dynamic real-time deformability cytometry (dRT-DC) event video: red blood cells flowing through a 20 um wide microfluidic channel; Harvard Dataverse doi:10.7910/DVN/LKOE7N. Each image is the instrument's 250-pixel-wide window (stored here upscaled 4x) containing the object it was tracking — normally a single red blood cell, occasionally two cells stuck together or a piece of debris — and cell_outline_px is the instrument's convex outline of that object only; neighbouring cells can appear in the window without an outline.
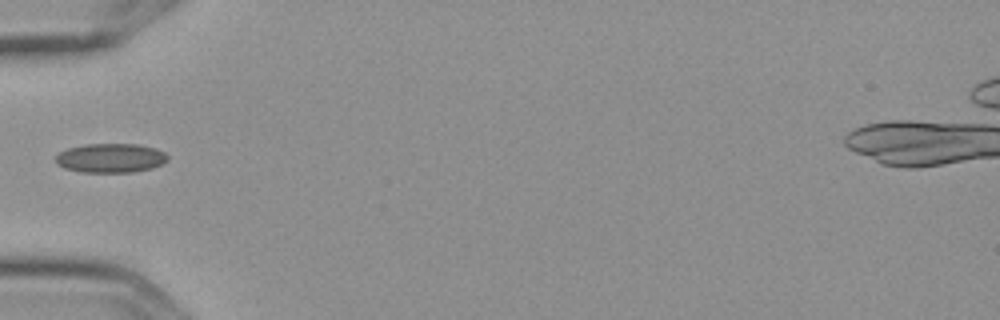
{"species": "Egyptian fruit bat (a non-hibernating species)", "species_latin": "Rousettus aegyptiacus", "temperature_condition": "cold", "stored_images_in_passage": 10, "camera_frame_rate_fps": 3000, "um_per_image_px": 0.085, "frame": {"image": 1, "passage_image": 4, "time_ms": 1.0, "image_size_px": [1000, 320], "cell_outline_px": [[168, 160], [152, 168], [132, 172], [80, 172], [64, 168], [56, 164], [56, 156], [60, 152], [68, 148], [84, 144], [140, 144], [156, 148], [164, 152], [168, 156]], "centroid_in_image_um": [9.4, 13.43], "position_along_channel_um": 75.6, "area_um2": 19.13}}
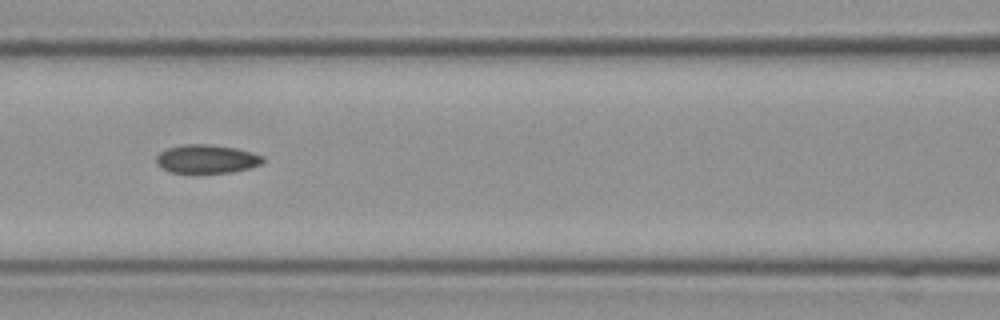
{"frame": {"image": 2, "passage_image": 6, "time_ms": 1.667, "image_size_px": [1000, 320], "cell_outline_px": [[264, 160], [260, 164], [248, 168], [228, 172], [168, 172], [156, 160], [156, 156], [160, 152], [168, 148], [184, 144], [208, 144], [236, 148], [252, 152], [264, 156]], "centroid_in_image_um": [17.58, 13.49], "position_along_channel_um": 149.0, "area_um2": 17.4}}
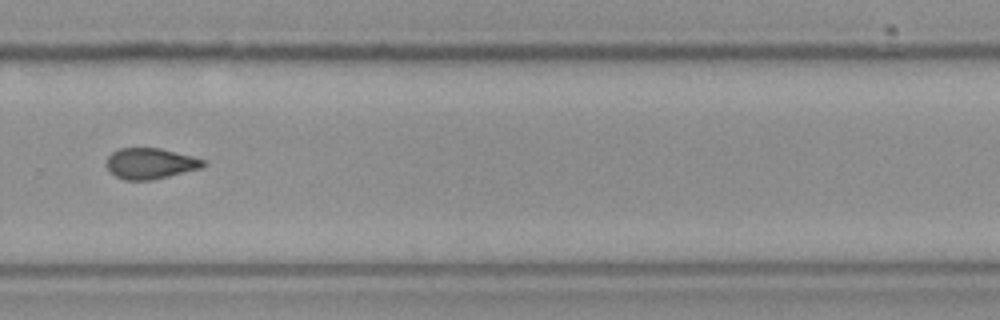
{"frame": {"image": 3, "passage_image": 10, "time_ms": 3.0, "image_size_px": [1000, 320], "cell_outline_px": [[208, 164], [200, 168], [152, 180], [124, 180], [116, 176], [104, 164], [108, 156], [112, 152], [120, 148], [160, 148], [192, 156], [204, 160]], "centroid_in_image_um": [12.76, 13.89], "position_along_channel_um": 317.0, "area_um2": 17.34}}